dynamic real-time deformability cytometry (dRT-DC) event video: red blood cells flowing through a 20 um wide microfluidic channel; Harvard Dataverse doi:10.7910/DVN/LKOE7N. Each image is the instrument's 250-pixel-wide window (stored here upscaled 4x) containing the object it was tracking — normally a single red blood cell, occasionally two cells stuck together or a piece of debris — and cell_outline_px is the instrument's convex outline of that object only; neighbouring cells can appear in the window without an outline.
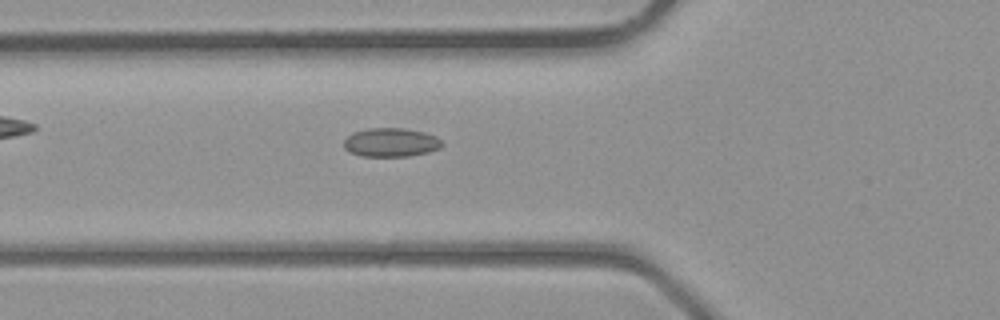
{"species": "common noctule bat (a hibernating species)", "species_latin": "Nyctalus noctula", "temperature_condition": "room temperature", "stored_images_in_passage": 39, "camera_frame_rate_fps": 3000, "um_per_image_px": 0.085, "animal": {"sex": "male", "body_mass_g": 23.1, "forearm_length_mm": 52.7}, "frame": {"image": 1, "passage_image": 14, "time_ms": 4.333, "image_size_px": [1000, 320], "cell_outline_px": [[444, 144], [440, 148], [428, 152], [408, 156], [360, 156], [348, 152], [344, 148], [344, 140], [352, 132], [368, 128], [404, 128], [424, 132], [436, 136]], "centroid_in_image_um": [33.21, 12.1], "position_along_channel_um": 92.6, "area_um2": 16.59}}
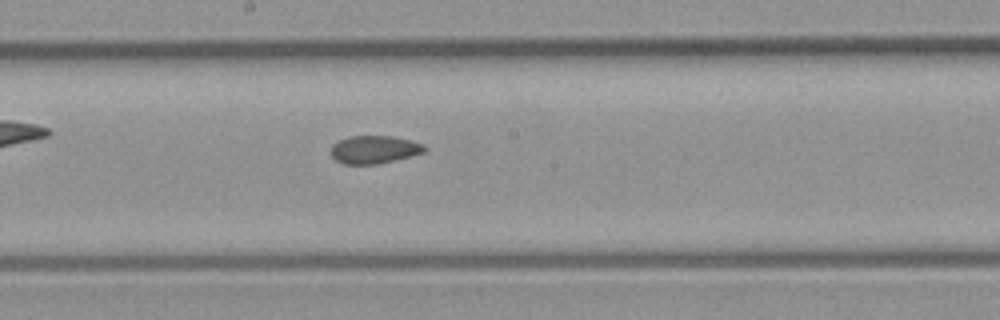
{"frame": {"image": 2, "passage_image": 21, "time_ms": 6.667, "image_size_px": [1000, 320], "cell_outline_px": [[428, 148], [424, 152], [376, 164], [344, 164], [336, 160], [332, 156], [332, 144], [348, 136], [392, 136], [424, 144]], "centroid_in_image_um": [31.8, 12.7], "position_along_channel_um": 216.4, "area_um2": 14.97}}
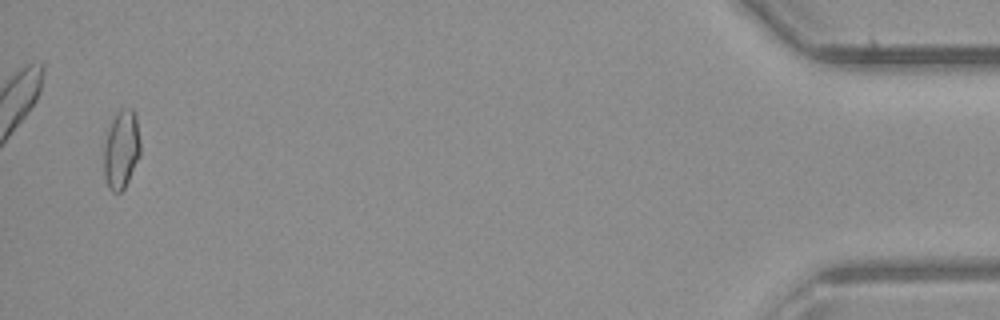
{"frame": {"image": 3, "passage_image": 38, "time_ms": 12.333, "image_size_px": [1000, 320], "cell_outline_px": [[140, 156], [124, 188], [120, 192], [112, 192], [108, 188], [104, 176], [104, 140], [108, 128], [112, 120], [120, 108], [132, 108], [136, 116], [140, 144]], "centroid_in_image_um": [10.3, 12.7], "position_along_channel_um": 424.9, "area_um2": 16.82}}